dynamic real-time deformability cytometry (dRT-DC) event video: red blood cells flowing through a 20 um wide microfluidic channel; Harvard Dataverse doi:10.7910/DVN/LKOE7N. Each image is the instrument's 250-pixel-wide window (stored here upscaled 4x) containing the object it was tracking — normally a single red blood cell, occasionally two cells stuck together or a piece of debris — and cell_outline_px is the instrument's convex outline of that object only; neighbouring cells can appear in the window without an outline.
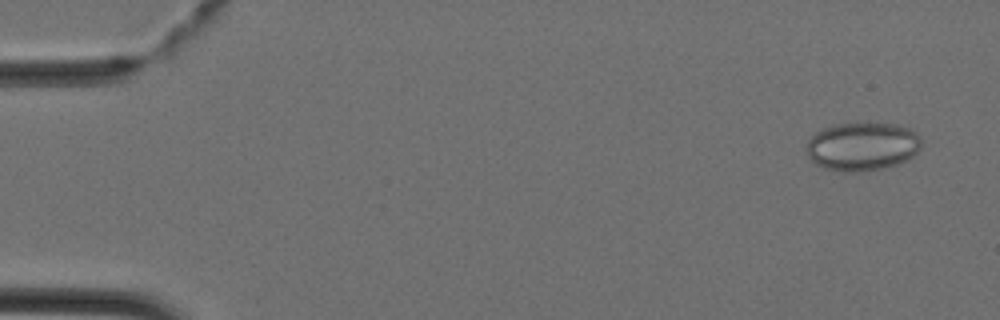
{"species": "Egyptian fruit bat (a non-hibernating species)", "species_latin": "Rousettus aegyptiacus", "temperature_condition": "cold", "stored_images_in_passage": 42, "camera_frame_rate_fps": 3000, "um_per_image_px": 0.085, "animal": {"sex": "female"}, "frame": {"image": 1, "passage_image": 1, "time_ms": 0.0, "image_size_px": [1000, 320], "cell_outline_px": [[920, 148], [908, 160], [896, 164], [880, 168], [856, 172], [844, 172], [824, 168], [816, 164], [808, 156], [808, 140], [816, 132], [832, 124], [896, 124], [908, 128], [920, 136]], "centroid_in_image_um": [73.29, 12.45], "position_along_channel_um": 11.7, "area_um2": 32.02}}
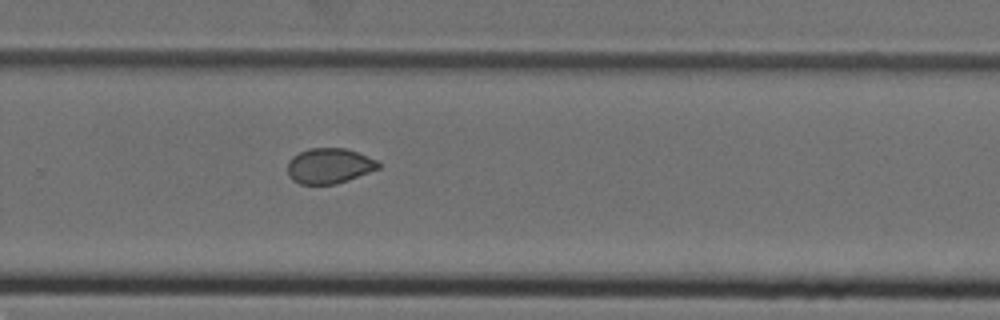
{"frame": {"image": 2, "passage_image": 28, "time_ms": 9.0, "image_size_px": [1000, 320], "cell_outline_px": [[380, 168], [348, 180], [336, 184], [300, 184], [292, 180], [288, 176], [288, 160], [292, 156], [308, 148], [344, 148], [356, 152], [376, 160], [380, 164]], "centroid_in_image_um": [27.95, 14.1], "position_along_channel_um": 301.8, "area_um2": 18.67}}
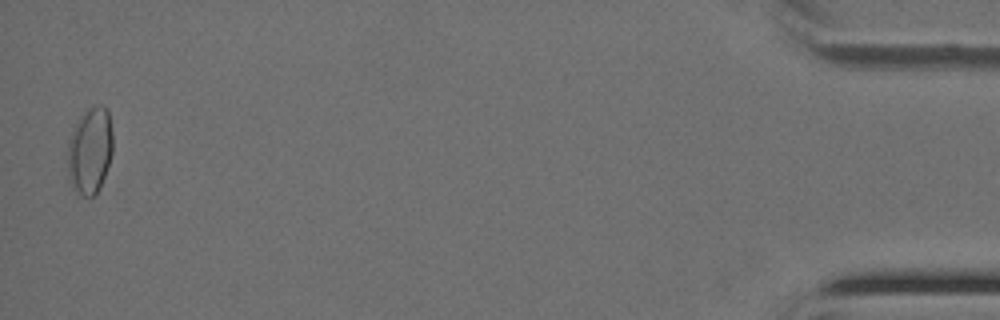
{"frame": {"image": 3, "passage_image": 42, "time_ms": 13.667, "image_size_px": [1000, 320], "cell_outline_px": [[112, 152], [100, 188], [92, 196], [80, 196], [76, 192], [68, 176], [68, 140], [80, 116], [88, 108], [96, 104], [104, 104], [108, 108], [112, 132]], "centroid_in_image_um": [7.65, 12.76], "position_along_channel_um": 427.5, "area_um2": 22.83}}